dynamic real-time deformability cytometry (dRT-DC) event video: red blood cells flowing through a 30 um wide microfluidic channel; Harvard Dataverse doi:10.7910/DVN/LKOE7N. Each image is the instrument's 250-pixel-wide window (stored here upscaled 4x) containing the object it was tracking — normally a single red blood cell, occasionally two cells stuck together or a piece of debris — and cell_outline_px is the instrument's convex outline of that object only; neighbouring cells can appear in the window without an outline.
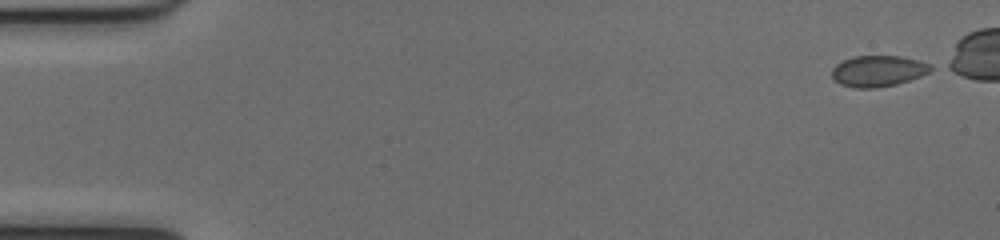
{"species": "common noctule bat (a hibernating species)", "species_latin": "Nyctalus noctula", "temperature_condition": "cold", "stored_images_in_passage": 44, "camera_frame_rate_fps": 3000, "um_per_image_px": 0.085, "animal": {"sex": "female", "body_mass_g": 17.0, "forearm_length_mm": 48.0}, "frame": {"image": 1, "passage_image": 1, "time_ms": 0.0, "image_size_px": [1000, 240], "cell_outline_px": [[936, 68], [920, 76], [896, 84], [876, 88], [852, 88], [840, 84], [832, 76], [832, 68], [836, 64], [852, 56], [900, 56], [916, 60], [928, 64]], "centroid_in_image_um": [74.61, 6.04], "position_along_channel_um": 10.4, "area_um2": 17.8}}
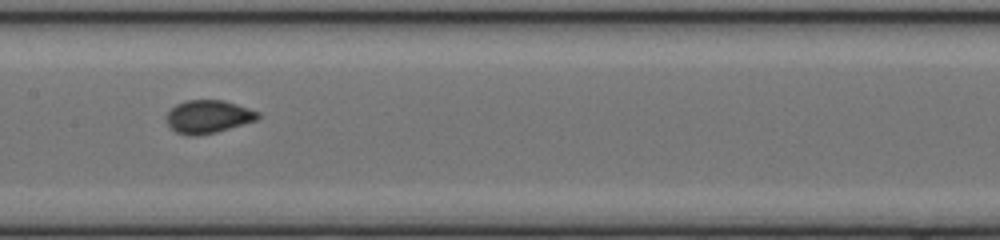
{"frame": {"image": 2, "passage_image": 25, "time_ms": 8.0, "image_size_px": [1000, 240], "cell_outline_px": [[260, 116], [256, 120], [216, 132], [196, 136], [188, 136], [176, 132], [168, 124], [168, 112], [176, 104], [188, 100], [224, 100], [260, 112]], "centroid_in_image_um": [17.71, 9.92], "position_along_channel_um": 189.7, "area_um2": 17.4}}
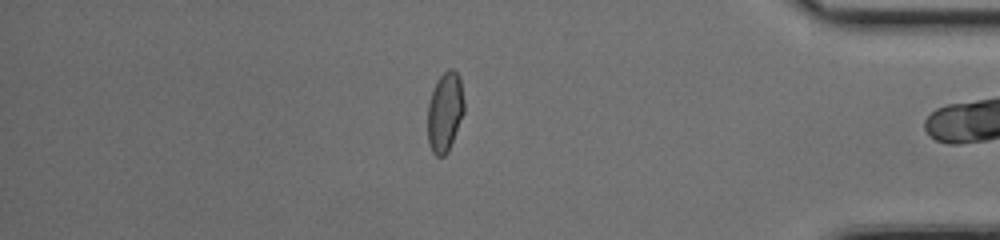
{"frame": {"image": 3, "passage_image": 43, "time_ms": 14.0, "image_size_px": [1000, 240], "cell_outline_px": [[464, 112], [448, 152], [444, 156], [436, 156], [432, 152], [428, 144], [428, 104], [436, 80], [448, 68], [452, 68], [460, 76], [464, 100]], "centroid_in_image_um": [37.82, 9.51], "position_along_channel_um": 397.4, "area_um2": 17.05}}